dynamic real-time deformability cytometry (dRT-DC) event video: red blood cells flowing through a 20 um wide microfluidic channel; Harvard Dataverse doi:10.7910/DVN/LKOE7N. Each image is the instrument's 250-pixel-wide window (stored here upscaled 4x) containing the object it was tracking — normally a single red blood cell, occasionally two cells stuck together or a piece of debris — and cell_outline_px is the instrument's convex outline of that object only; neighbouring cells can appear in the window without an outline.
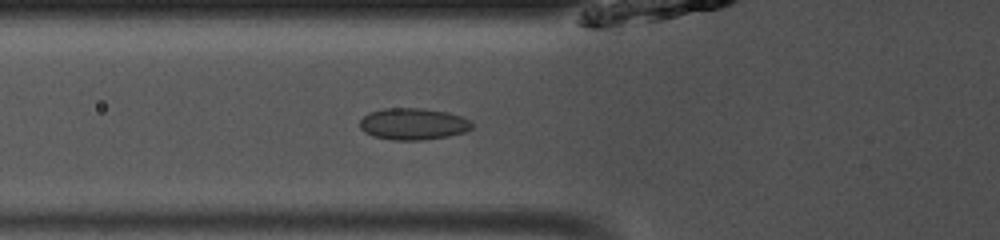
{"species": "common noctule bat (a hibernating species)", "species_latin": "Nyctalus noctula", "temperature_condition": "room temperature", "stored_images_in_passage": 40, "camera_frame_rate_fps": 3000, "um_per_image_px": 0.085, "animal": {"sex": "male", "body_mass_g": 13.0, "forearm_length_mm": 53.1}, "frame": {"image": 1, "passage_image": 9, "time_ms": 2.667, "image_size_px": [1000, 240], "cell_outline_px": [[472, 128], [464, 132], [448, 136], [424, 140], [392, 140], [372, 136], [364, 132], [360, 128], [360, 120], [368, 112], [384, 108], [420, 108], [448, 112], [472, 120]], "centroid_in_image_um": [35.11, 10.53], "position_along_channel_um": 90.7, "area_um2": 20.87}}
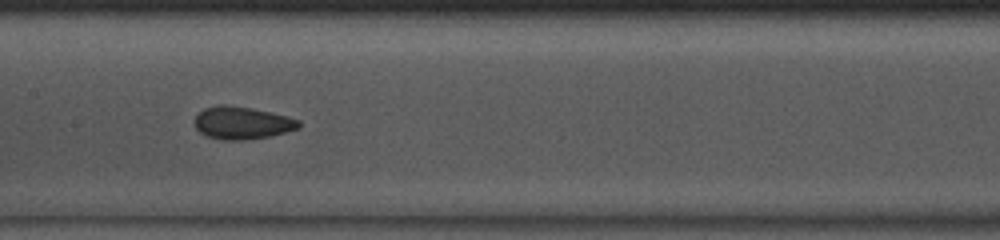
{"frame": {"image": 2, "passage_image": 16, "time_ms": 5.0, "image_size_px": [1000, 240], "cell_outline_px": [[300, 128], [272, 136], [244, 140], [220, 140], [208, 136], [200, 132], [196, 128], [196, 116], [204, 108], [220, 104], [224, 104], [252, 108], [300, 120]], "centroid_in_image_um": [20.58, 10.45], "position_along_channel_um": 186.8, "area_um2": 19.65}}
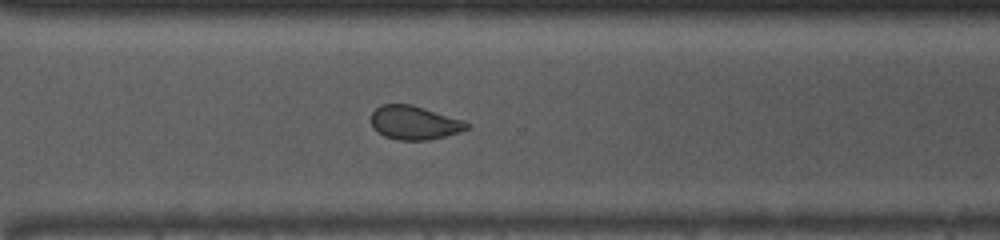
{"frame": {"image": 3, "passage_image": 27, "time_ms": 8.667, "image_size_px": [1000, 240], "cell_outline_px": [[472, 124], [468, 128], [444, 136], [428, 140], [400, 140], [384, 136], [376, 132], [372, 128], [372, 112], [380, 104], [412, 104], [464, 120]], "centroid_in_image_um": [35.2, 10.42], "position_along_channel_um": 335.4, "area_um2": 18.84}, "authors_computed_cell_mechanics": {"area_um2": 20.0277, "velocity_mm_per_s": 4.0794, "shape_relaxation_time_tau1_ms": null, "shape_relaxation_time_tau2_ms": 1.9563, "deformation_change_tau1": null, "deformation_change_tau2": 0.058}}